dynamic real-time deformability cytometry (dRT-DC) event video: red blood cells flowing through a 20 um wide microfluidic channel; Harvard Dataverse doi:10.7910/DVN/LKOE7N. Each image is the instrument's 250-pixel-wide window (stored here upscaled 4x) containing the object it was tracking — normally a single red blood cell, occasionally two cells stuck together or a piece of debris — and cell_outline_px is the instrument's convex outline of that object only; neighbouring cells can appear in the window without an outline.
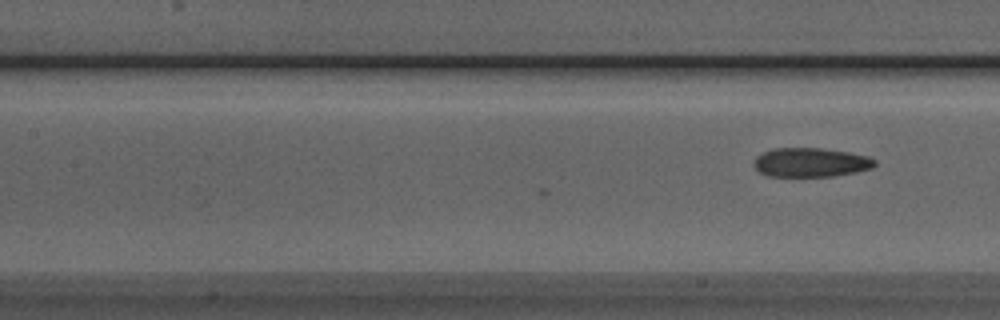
{"species": "Egyptian fruit bat (a non-hibernating species)", "species_latin": "Rousettus aegyptiacus", "temperature_condition": "room temperature", "stored_images_in_passage": 9, "camera_frame_rate_fps": 3000, "um_per_image_px": 0.085, "animal": {"sex": "male"}, "frame": {"image": 1, "passage_image": 9, "time_ms": 2.667, "image_size_px": [1000, 320], "cell_outline_px": [[876, 164], [872, 168], [856, 172], [832, 176], [768, 176], [760, 172], [752, 164], [752, 160], [756, 156], [772, 148], [824, 148], [848, 152], [868, 156], [876, 160]], "centroid_in_image_um": [68.9, 13.8], "position_along_channel_um": 138.5, "area_um2": 20.63}}